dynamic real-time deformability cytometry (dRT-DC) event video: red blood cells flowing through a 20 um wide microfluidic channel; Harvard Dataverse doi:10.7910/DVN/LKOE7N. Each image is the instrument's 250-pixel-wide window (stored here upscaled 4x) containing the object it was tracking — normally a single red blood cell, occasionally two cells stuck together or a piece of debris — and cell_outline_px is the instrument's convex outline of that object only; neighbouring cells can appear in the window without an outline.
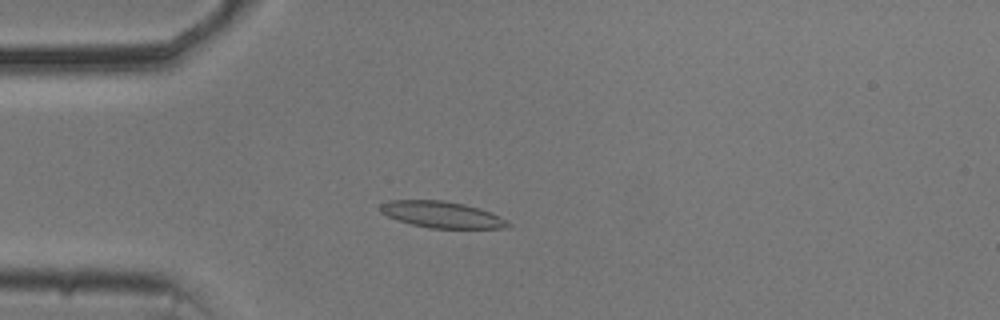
{"species": "common noctule bat (a hibernating species)", "species_latin": "Nyctalus noctula", "temperature_condition": "cold", "stored_images_in_passage": 45, "camera_frame_rate_fps": 3000, "um_per_image_px": 0.085, "animal": {"sex": "male", "body_mass_g": 20.5, "forearm_length_mm": 52.5}, "frame": {"image": 1, "passage_image": 5, "time_ms": 1.333, "image_size_px": [1000, 320], "cell_outline_px": [[512, 224], [504, 228], [428, 228], [412, 224], [388, 216], [380, 212], [376, 208], [380, 204], [388, 200], [444, 200], [464, 204], [480, 208], [500, 216]], "centroid_in_image_um": [37.53, 18.23], "position_along_channel_um": 47.5, "area_um2": 19.71}}
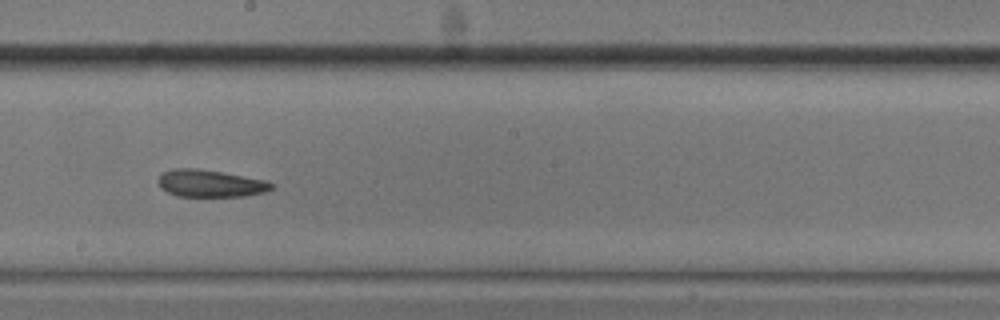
{"frame": {"image": 2, "passage_image": 21, "time_ms": 6.667, "image_size_px": [1000, 320], "cell_outline_px": [[272, 188], [264, 192], [244, 196], [176, 196], [160, 188], [156, 180], [164, 172], [172, 168], [196, 168], [220, 172], [264, 180], [272, 184]], "centroid_in_image_um": [17.8, 15.59], "position_along_channel_um": 230.4, "area_um2": 17.74}}
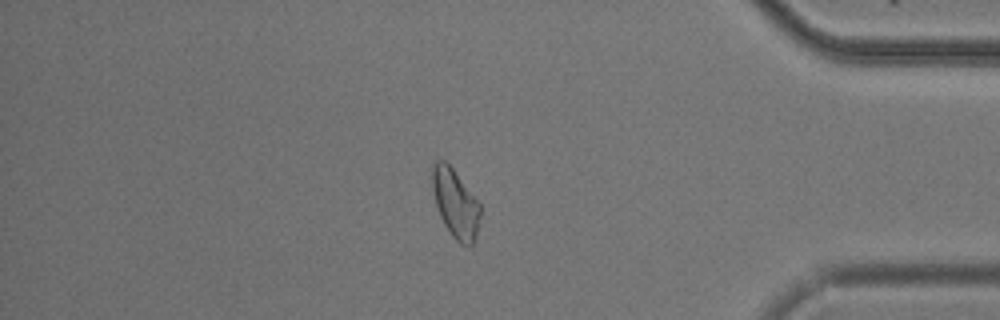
{"frame": {"image": 3, "passage_image": 37, "time_ms": 12.0, "image_size_px": [1000, 320], "cell_outline_px": [[480, 216], [476, 240], [468, 248], [460, 244], [452, 236], [444, 224], [440, 216], [432, 192], [432, 164], [436, 160], [444, 160], [452, 168], [480, 204]], "centroid_in_image_um": [38.71, 17.33], "position_along_channel_um": 396.5, "area_um2": 19.19}, "authors_computed_cell_mechanics": {"area_um2": 19.074, "velocity_mm_per_s": 3.6957, "shape_relaxation_time_tau1_ms": 8.1115, "shape_relaxation_time_tau2_ms": 4.2748, "deformation_change_tau1": 0.1606, "deformation_change_tau2": 0.1181}}